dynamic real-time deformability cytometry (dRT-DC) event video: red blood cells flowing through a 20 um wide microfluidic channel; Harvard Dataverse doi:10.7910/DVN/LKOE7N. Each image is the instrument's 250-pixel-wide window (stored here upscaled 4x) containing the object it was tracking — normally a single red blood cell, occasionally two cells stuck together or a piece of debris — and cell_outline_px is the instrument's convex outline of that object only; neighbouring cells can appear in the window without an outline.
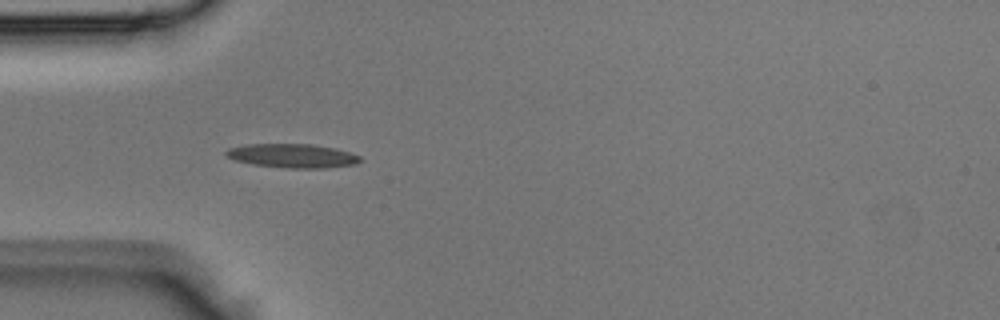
{"species": "Egyptian fruit bat (a non-hibernating species)", "species_latin": "Rousettus aegyptiacus", "temperature_condition": "room temperature", "stored_images_in_passage": 3, "camera_frame_rate_fps": 3000, "um_per_image_px": 0.085, "animal": {"sex": "male"}, "frame": {"image": 1, "passage_image": 3, "time_ms": 0.667, "image_size_px": [1000, 320], "cell_outline_px": [[360, 160], [352, 164], [324, 168], [292, 168], [256, 164], [236, 160], [228, 156], [224, 152], [228, 148], [248, 144], [312, 144], [332, 148], [348, 152], [360, 156]], "centroid_in_image_um": [24.83, 13.23], "position_along_channel_um": 60.2, "area_um2": 18.15}}